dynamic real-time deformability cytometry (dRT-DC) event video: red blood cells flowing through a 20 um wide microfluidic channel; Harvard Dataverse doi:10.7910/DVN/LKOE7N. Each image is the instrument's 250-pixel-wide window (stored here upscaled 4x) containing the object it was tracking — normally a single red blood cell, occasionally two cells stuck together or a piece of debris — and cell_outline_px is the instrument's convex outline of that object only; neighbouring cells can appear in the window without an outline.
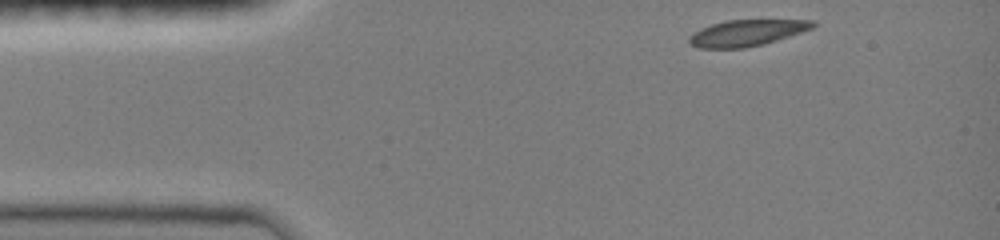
{"species": "common noctule bat (a hibernating species)", "species_latin": "Nyctalus noctula", "temperature_condition": "room temperature", "stored_images_in_passage": 37, "camera_frame_rate_fps": 3000, "um_per_image_px": 0.085, "animal": {"sex": "female", "body_mass_g": 19.0, "forearm_length_mm": 51.5}, "frame": {"image": 1, "passage_image": 1, "time_ms": 0.0, "image_size_px": [1000, 240], "cell_outline_px": [[816, 24], [812, 28], [764, 44], [744, 48], [700, 48], [692, 44], [688, 40], [688, 36], [692, 32], [700, 28], [712, 24], [728, 20], [816, 20]], "centroid_in_image_um": [63.44, 2.79], "position_along_channel_um": 21.6, "area_um2": 18.79}}
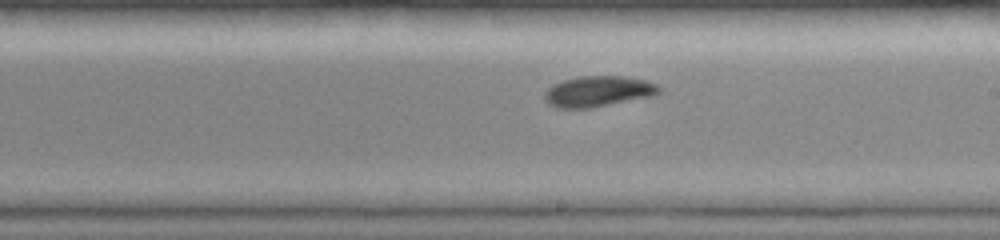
{"frame": {"image": 2, "passage_image": 22, "time_ms": 7.0, "image_size_px": [1000, 240], "cell_outline_px": [[660, 92], [652, 96], [592, 108], [556, 108], [548, 104], [544, 100], [544, 92], [552, 84], [564, 80], [580, 76], [624, 76], [644, 80], [656, 84], [660, 88]], "centroid_in_image_um": [50.8, 7.77], "position_along_channel_um": 238.2, "area_um2": 20.58}}
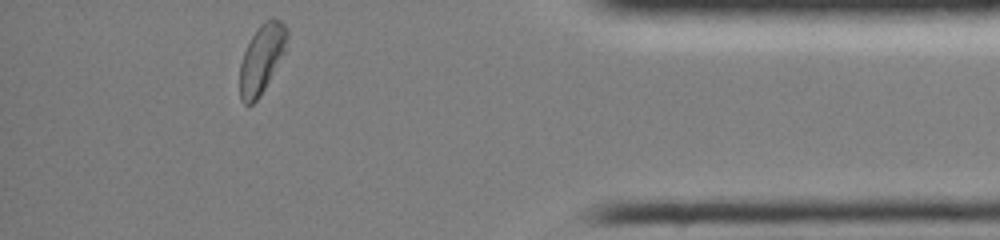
{"frame": {"image": 3, "passage_image": 37, "time_ms": 12.0, "image_size_px": [1000, 240], "cell_outline_px": [[288, 36], [284, 52], [260, 96], [252, 104], [244, 104], [240, 100], [240, 64], [244, 52], [252, 36], [260, 24], [264, 20], [272, 16], [280, 20], [288, 28]], "centroid_in_image_um": [22.25, 4.95], "position_along_channel_um": 413.0, "area_um2": 18.79}, "authors_computed_cell_mechanics": {"area_um2": 20.2878, "velocity_mm_per_s": 4.0189, "shape_relaxation_time_tau1_ms": 3.9376, "shape_relaxation_time_tau2_ms": 7.9716, "deformation_change_tau1": 0.14, "deformation_change_tau2": 0.1095}}